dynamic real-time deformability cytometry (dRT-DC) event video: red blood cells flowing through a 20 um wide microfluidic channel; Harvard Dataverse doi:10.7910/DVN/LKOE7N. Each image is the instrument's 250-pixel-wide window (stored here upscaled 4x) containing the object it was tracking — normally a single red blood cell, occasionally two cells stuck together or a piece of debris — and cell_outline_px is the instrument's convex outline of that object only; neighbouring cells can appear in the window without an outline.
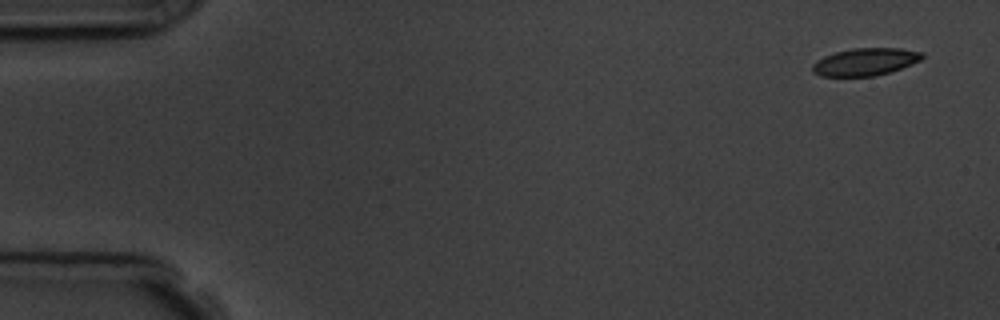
{"species": "common noctule bat (a hibernating species)", "species_latin": "Nyctalus noctula", "temperature_condition": "room temperature", "stored_images_in_passage": 4, "camera_frame_rate_fps": 3000, "um_per_image_px": 0.085, "animal": {"sex": "male", "body_mass_g": 19.5, "forearm_length_mm": 54.6}, "frame": {"image": 1, "passage_image": 1, "time_ms": 0.0, "image_size_px": [1000, 320], "cell_outline_px": [[924, 56], [920, 60], [912, 64], [888, 72], [872, 76], [820, 76], [812, 72], [812, 64], [816, 60], [824, 56], [836, 52], [852, 48], [900, 48], [924, 52]], "centroid_in_image_um": [73.53, 5.25], "position_along_channel_um": 11.5, "area_um2": 17.51}}
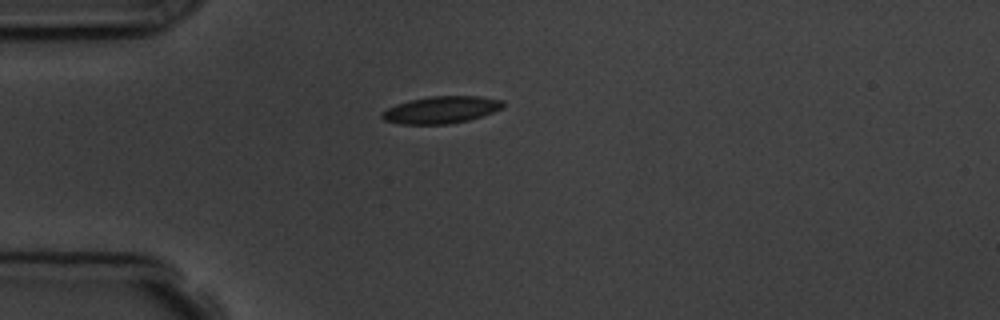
{"frame": {"image": 2, "passage_image": 4, "time_ms": 4.0, "image_size_px": [1000, 320], "cell_outline_px": [[504, 108], [468, 120], [448, 124], [400, 124], [384, 120], [380, 116], [380, 112], [396, 104], [428, 96], [480, 96], [504, 100]], "centroid_in_image_um": [37.5, 9.33], "position_along_channel_um": 47.5, "area_um2": 19.13}}